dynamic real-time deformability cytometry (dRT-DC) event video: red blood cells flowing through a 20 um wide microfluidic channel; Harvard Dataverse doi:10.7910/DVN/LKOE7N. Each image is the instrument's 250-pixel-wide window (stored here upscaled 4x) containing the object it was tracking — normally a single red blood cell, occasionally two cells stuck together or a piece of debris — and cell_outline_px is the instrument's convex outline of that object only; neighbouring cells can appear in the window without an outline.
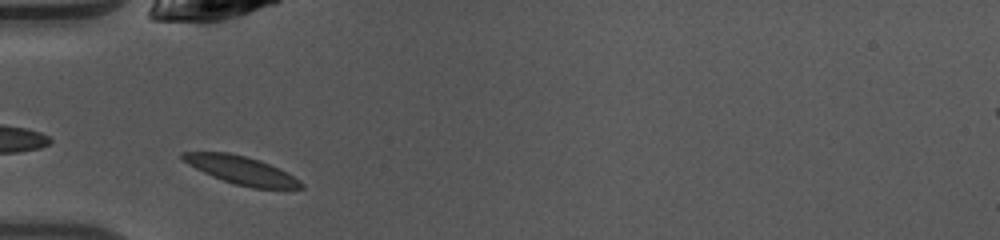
{"species": "common noctule bat (a hibernating species)", "species_latin": "Nyctalus noctula", "temperature_condition": "warm", "stored_images_in_passage": 33, "camera_frame_rate_fps": 3000, "um_per_image_px": 0.085, "animal": {"sex": "female", "body_mass_g": 10.0, "forearm_length_mm": 53.1}, "frame": {"image": 1, "passage_image": 1, "time_ms": 0.0, "image_size_px": [1000, 240], "cell_outline_px": [[304, 188], [252, 188], [236, 184], [212, 176], [188, 164], [180, 156], [180, 152], [228, 152], [260, 160], [280, 168], [288, 172], [300, 180], [304, 184]], "centroid_in_image_um": [20.55, 14.46], "position_along_channel_um": 64.5, "area_um2": 19.25}}
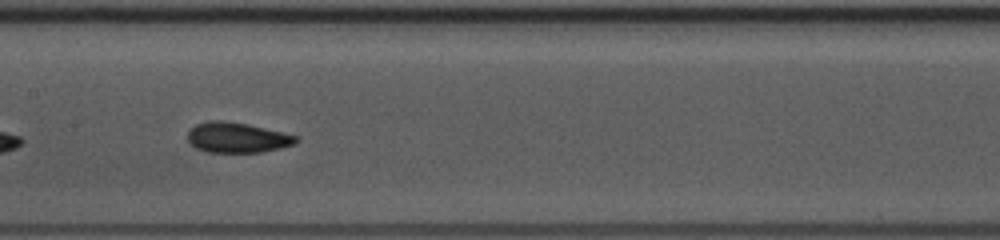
{"frame": {"image": 2, "passage_image": 10, "time_ms": 3.0, "image_size_px": [1000, 240], "cell_outline_px": [[300, 140], [296, 144], [280, 148], [260, 152], [208, 152], [196, 148], [188, 140], [188, 132], [196, 124], [212, 120], [224, 120], [248, 124], [300, 136]], "centroid_in_image_um": [20.21, 11.69], "position_along_channel_um": 187.2, "area_um2": 19.19}}
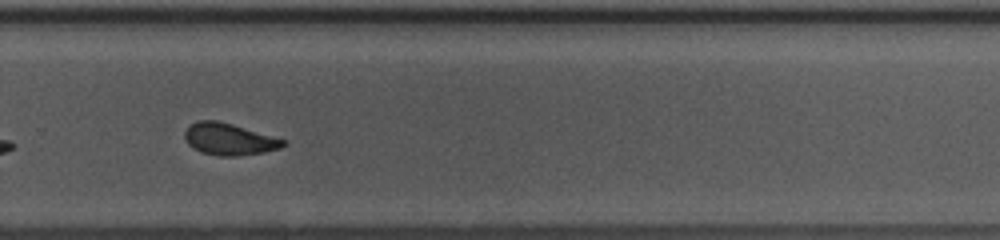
{"frame": {"image": 3, "passage_image": 19, "time_ms": 6.0, "image_size_px": [1000, 240], "cell_outline_px": [[288, 144], [280, 148], [264, 152], [236, 156], [220, 156], [200, 152], [188, 144], [184, 136], [184, 132], [196, 120], [216, 120], [232, 124], [288, 140]], "centroid_in_image_um": [19.51, 11.83], "position_along_channel_um": 310.3, "area_um2": 18.32}, "authors_computed_cell_mechanics": {"area_um2": 18.9006, "velocity_mm_per_s": 4.1204, "shape_relaxation_time_tau1_ms": 3.6889, "shape_relaxation_time_tau2_ms": 1.5555, "deformation_change_tau1": 0.1332, "deformation_change_tau2": 0.0529}}